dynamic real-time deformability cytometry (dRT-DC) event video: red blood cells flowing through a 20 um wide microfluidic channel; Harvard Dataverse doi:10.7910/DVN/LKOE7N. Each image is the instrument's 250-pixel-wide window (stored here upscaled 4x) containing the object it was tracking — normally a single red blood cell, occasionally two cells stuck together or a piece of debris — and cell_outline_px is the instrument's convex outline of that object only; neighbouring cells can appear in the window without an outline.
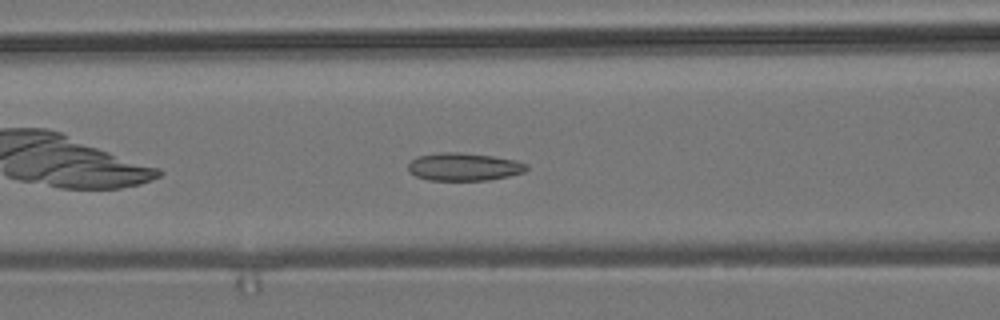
{"species": "common noctule bat (a hibernating species)", "species_latin": "Nyctalus noctula", "temperature_condition": "room temperature", "stored_images_in_passage": 35, "camera_frame_rate_fps": 3000, "um_per_image_px": 0.085, "animal": {"sex": "male", "body_mass_g": 19.2, "forearm_length_mm": 51.8}, "frame": {"image": 1, "passage_image": 7, "time_ms": 2.0, "image_size_px": [1000, 320], "cell_outline_px": [[528, 168], [524, 172], [508, 176], [488, 180], [428, 180], [416, 176], [408, 172], [408, 164], [416, 156], [440, 152], [460, 152], [492, 156], [516, 160], [528, 164]], "centroid_in_image_um": [39.41, 14.17], "position_along_channel_um": 127.2, "area_um2": 19.31}}
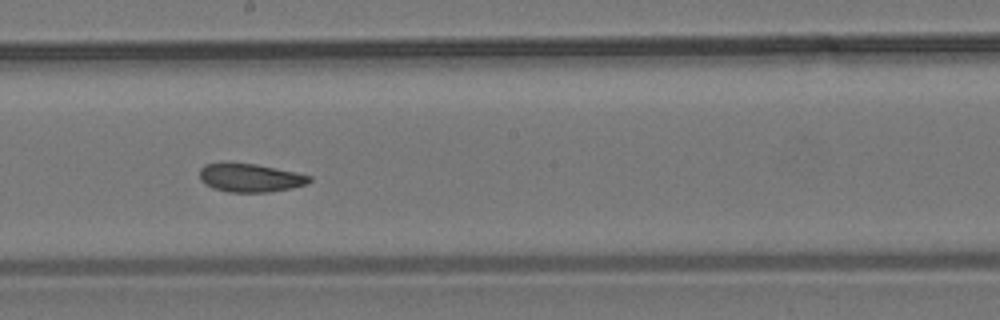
{"frame": {"image": 2, "passage_image": 15, "time_ms": 4.667, "image_size_px": [1000, 320], "cell_outline_px": [[312, 180], [308, 184], [292, 188], [268, 192], [228, 192], [212, 188], [204, 184], [200, 180], [200, 168], [204, 164], [224, 160], [256, 164], [296, 172], [312, 176]], "centroid_in_image_um": [21.22, 15.08], "position_along_channel_um": 227.0, "area_um2": 18.84}}
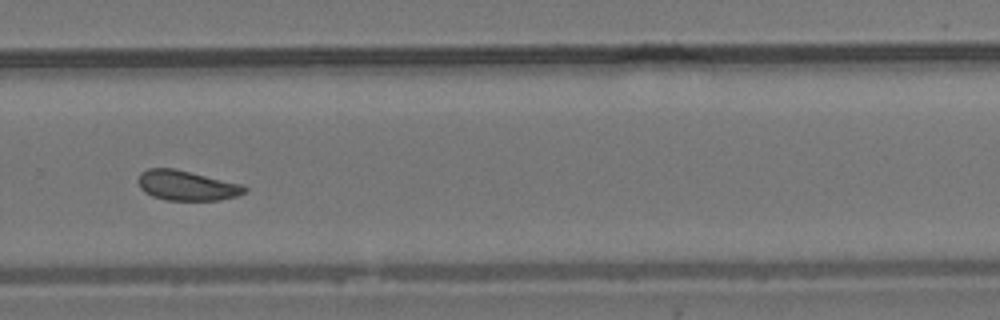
{"frame": {"image": 3, "passage_image": 22, "time_ms": 7.0, "image_size_px": [1000, 320], "cell_outline_px": [[248, 192], [236, 196], [220, 200], [164, 200], [152, 196], [144, 192], [140, 188], [136, 180], [140, 172], [148, 168], [172, 168], [244, 184], [248, 188]], "centroid_in_image_um": [15.87, 15.77], "position_along_channel_um": 313.9, "area_um2": 18.84}, "authors_computed_cell_mechanics": {"area_um2": 18.5538, "velocity_mm_per_s": 3.7432, "shape_relaxation_time_tau1_ms": 11.2194, "shape_relaxation_time_tau2_ms": 4.0833, "deformation_change_tau1": 0.1285, "deformation_change_tau2": 0.091}}